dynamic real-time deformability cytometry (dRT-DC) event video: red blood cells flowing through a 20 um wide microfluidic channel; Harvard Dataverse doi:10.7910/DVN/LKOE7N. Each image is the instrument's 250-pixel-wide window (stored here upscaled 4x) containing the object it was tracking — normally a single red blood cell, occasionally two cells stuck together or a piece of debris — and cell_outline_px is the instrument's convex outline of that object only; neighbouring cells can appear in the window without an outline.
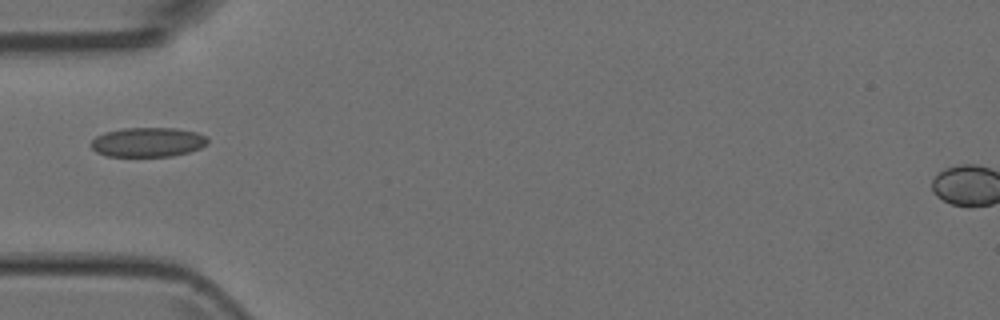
{"species": "Egyptian fruit bat (a non-hibernating species)", "species_latin": "Rousettus aegyptiacus", "temperature_condition": "room temperature", "stored_images_in_passage": 3, "camera_frame_rate_fps": 3000, "um_per_image_px": 0.085, "animal": {"sex": "female"}, "frame": {"image": 1, "passage_image": 1, "time_ms": 0.0, "image_size_px": [1000, 320], "cell_outline_px": [[208, 144], [200, 148], [188, 152], [172, 156], [108, 156], [96, 152], [92, 148], [92, 140], [96, 136], [104, 132], [124, 128], [176, 128], [196, 132], [208, 136]], "centroid_in_image_um": [12.59, 12.08], "position_along_channel_um": 72.4, "area_um2": 20.06}}